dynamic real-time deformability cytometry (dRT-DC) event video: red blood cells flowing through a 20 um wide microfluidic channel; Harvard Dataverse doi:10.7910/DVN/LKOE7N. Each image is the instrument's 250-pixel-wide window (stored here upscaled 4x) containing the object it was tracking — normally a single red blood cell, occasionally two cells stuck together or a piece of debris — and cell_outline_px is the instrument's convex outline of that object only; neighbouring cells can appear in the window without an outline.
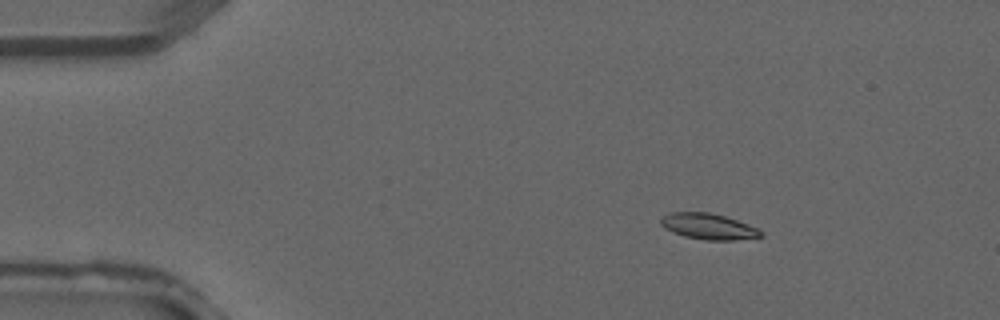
{"species": "common noctule bat (a hibernating species)", "species_latin": "Nyctalus noctula", "temperature_condition": "warm", "stored_images_in_passage": 3, "camera_frame_rate_fps": 3000, "um_per_image_px": 0.085, "animal": {"sex": "male", "forearm_length_mm": 52.5}, "frame": {"image": 1, "passage_image": 1, "time_ms": 0.0, "image_size_px": [1000, 320], "cell_outline_px": [[764, 236], [736, 240], [708, 240], [684, 236], [672, 232], [664, 228], [660, 224], [660, 220], [664, 216], [672, 212], [708, 212], [724, 216], [748, 224], [764, 232]], "centroid_in_image_um": [60.22, 19.25], "position_along_channel_um": 24.8, "area_um2": 15.03}}